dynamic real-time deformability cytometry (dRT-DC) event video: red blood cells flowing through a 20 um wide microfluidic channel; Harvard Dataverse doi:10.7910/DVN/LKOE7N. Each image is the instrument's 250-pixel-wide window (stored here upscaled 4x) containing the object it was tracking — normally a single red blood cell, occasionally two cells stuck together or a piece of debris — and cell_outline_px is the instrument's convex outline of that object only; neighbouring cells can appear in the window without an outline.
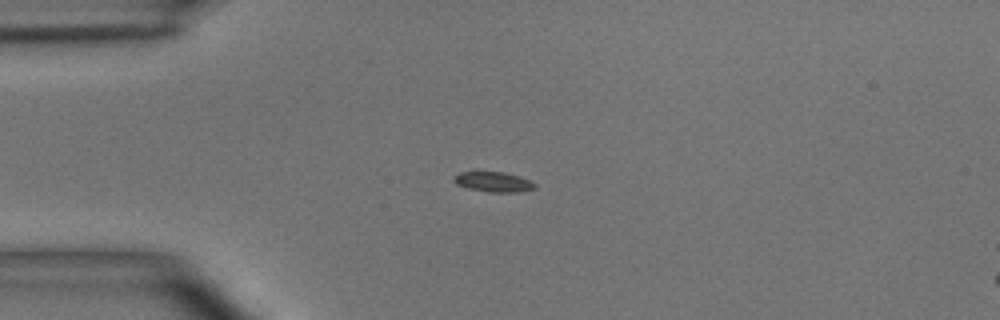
{"species": "common noctule bat (a hibernating species)", "species_latin": "Nyctalus noctula", "temperature_condition": "room temperature", "stored_images_in_passage": 6, "camera_frame_rate_fps": 3000, "um_per_image_px": 0.085, "animal": {"sex": "male", "body_mass_g": 15.6}, "frame": {"image": 1, "passage_image": 4, "time_ms": 3.333, "image_size_px": [1000, 320], "cell_outline_px": [[536, 188], [516, 192], [488, 192], [468, 188], [456, 184], [452, 180], [452, 176], [460, 172], [472, 168], [476, 168], [504, 172], [520, 176], [536, 184]], "centroid_in_image_um": [41.83, 15.39], "position_along_channel_um": 43.2, "area_um2": 10.17}}
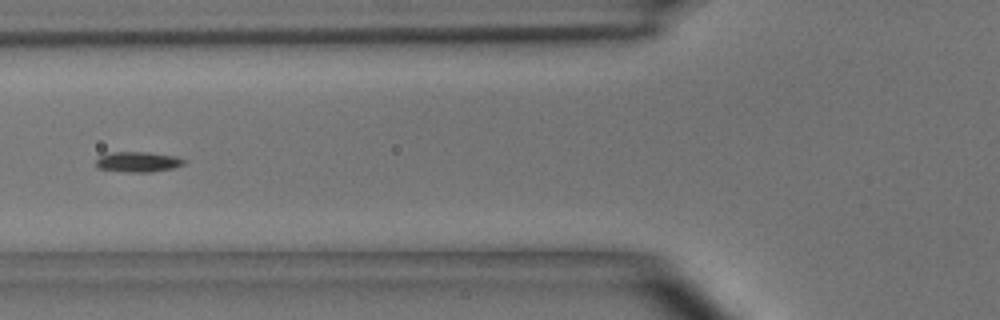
{"frame": {"image": 2, "passage_image": 6, "time_ms": 5.667, "image_size_px": [1000, 320], "cell_outline_px": [[188, 160], [184, 164], [172, 168], [152, 172], [132, 172], [96, 168], [96, 160], [100, 156], [112, 152], [148, 152], [176, 156]], "centroid_in_image_um": [11.76, 13.75], "position_along_channel_um": 114.0, "area_um2": 10.4}}